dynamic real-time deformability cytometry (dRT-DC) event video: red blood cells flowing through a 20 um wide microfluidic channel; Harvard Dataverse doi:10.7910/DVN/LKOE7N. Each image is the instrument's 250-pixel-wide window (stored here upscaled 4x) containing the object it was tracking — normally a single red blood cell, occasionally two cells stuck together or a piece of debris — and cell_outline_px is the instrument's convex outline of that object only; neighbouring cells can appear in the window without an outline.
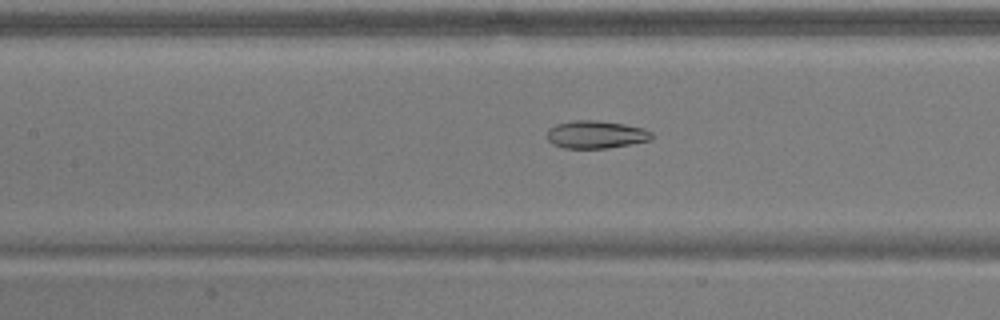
{"species": "common noctule bat (a hibernating species)", "species_latin": "Nyctalus noctula", "temperature_condition": "warm", "stored_images_in_passage": 43, "camera_frame_rate_fps": 3000, "um_per_image_px": 0.085, "animal": {"sex": "male", "body_mass_g": 17.9}, "frame": {"image": 1, "passage_image": 12, "time_ms": 3.667, "image_size_px": [1000, 320], "cell_outline_px": [[652, 140], [608, 148], [564, 148], [552, 144], [548, 140], [548, 128], [556, 124], [572, 120], [596, 120], [624, 124], [644, 128], [652, 132]], "centroid_in_image_um": [50.65, 11.43], "position_along_channel_um": 156.7, "area_um2": 16.99}}
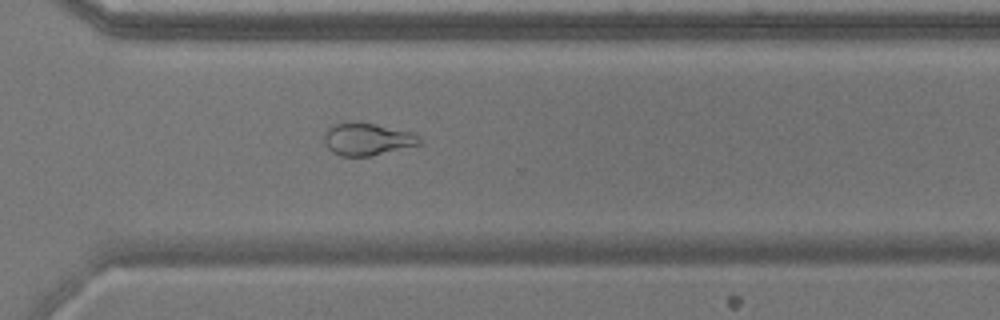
{"frame": {"image": 2, "passage_image": 27, "time_ms": 8.667, "image_size_px": [1000, 320], "cell_outline_px": [[420, 144], [368, 156], [340, 156], [332, 152], [328, 148], [324, 140], [324, 132], [328, 124], [372, 124], [416, 132], [420, 136]], "centroid_in_image_um": [31.2, 11.84], "position_along_channel_um": 339.4, "area_um2": 17.63}}
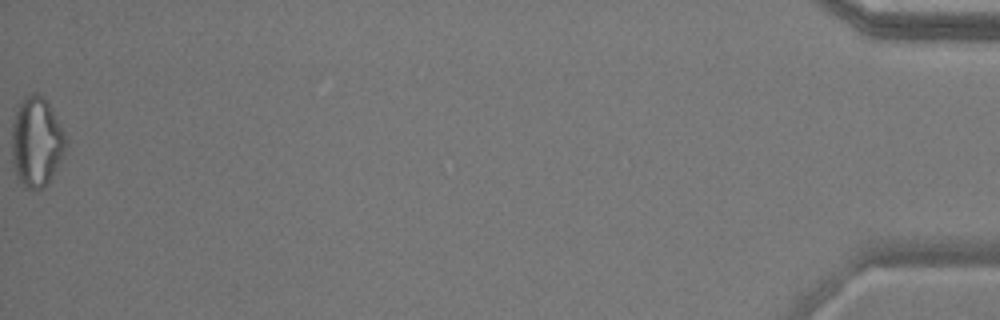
{"frame": {"image": 3, "passage_image": 43, "time_ms": 14.0, "image_size_px": [1000, 320], "cell_outline_px": [[68, 144], [60, 160], [44, 188], [24, 188], [16, 176], [12, 164], [12, 124], [20, 100], [28, 92], [36, 92], [48, 104], [64, 132], [68, 140]], "centroid_in_image_um": [3.07, 12.05], "position_along_channel_um": 432.1, "area_um2": 28.09}, "authors_computed_cell_mechanics": {"area_um2": 18.8428, "velocity_mm_per_s": 3.6634, "shape_relaxation_time_tau1_ms": null, "shape_relaxation_time_tau2_ms": 4.4501, "deformation_change_tau1": null, "deformation_change_tau2": 0.0962}}